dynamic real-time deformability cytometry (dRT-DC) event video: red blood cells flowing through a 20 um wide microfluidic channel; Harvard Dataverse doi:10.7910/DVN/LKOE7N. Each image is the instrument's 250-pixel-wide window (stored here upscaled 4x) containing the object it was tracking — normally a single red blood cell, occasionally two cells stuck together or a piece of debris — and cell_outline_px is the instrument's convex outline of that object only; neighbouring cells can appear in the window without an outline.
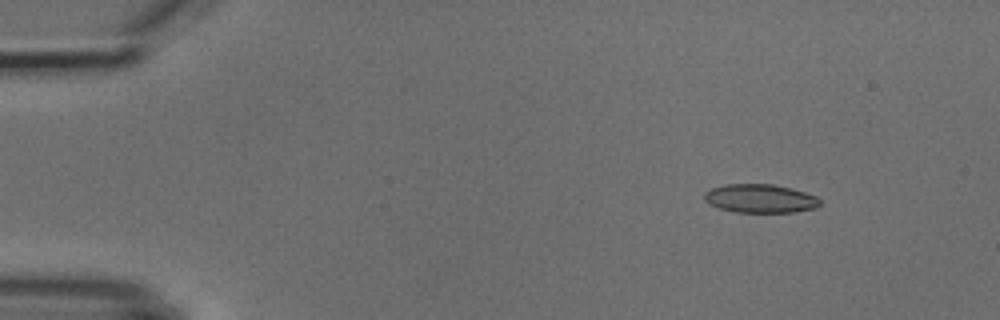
{"species": "common noctule bat (a hibernating species)", "species_latin": "Nyctalus noctula", "temperature_condition": "cold", "stored_images_in_passage": 9, "camera_frame_rate_fps": 3000, "um_per_image_px": 0.085, "animal": {"sex": "male", "body_mass_g": 18.8}, "frame": {"image": 1, "passage_image": 2, "time_ms": 1.0, "image_size_px": [1000, 320], "cell_outline_px": [[820, 204], [816, 208], [796, 212], [736, 212], [720, 208], [708, 204], [704, 200], [704, 192], [712, 188], [724, 184], [772, 184], [792, 188], [816, 196], [820, 200]], "centroid_in_image_um": [64.61, 16.87], "position_along_channel_um": 20.4, "area_um2": 19.36}}
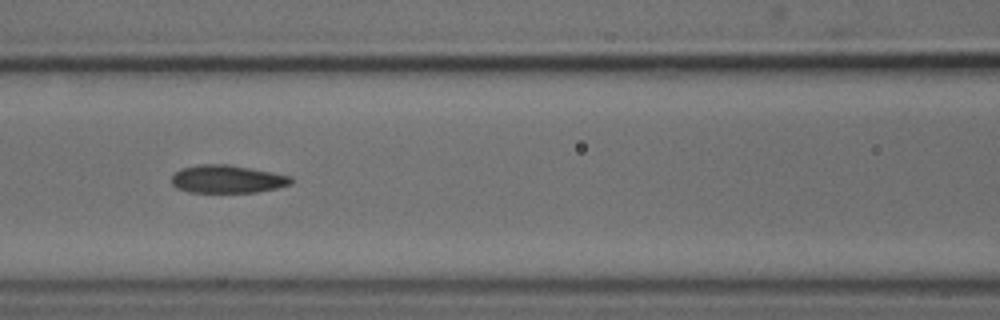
{"frame": {"image": 2, "passage_image": 7, "time_ms": 6.667, "image_size_px": [1000, 320], "cell_outline_px": [[292, 184], [276, 188], [256, 192], [188, 192], [176, 188], [172, 184], [172, 176], [180, 168], [196, 164], [228, 164], [272, 172], [292, 176]], "centroid_in_image_um": [19.3, 15.21], "position_along_channel_um": 147.3, "area_um2": 19.54}}
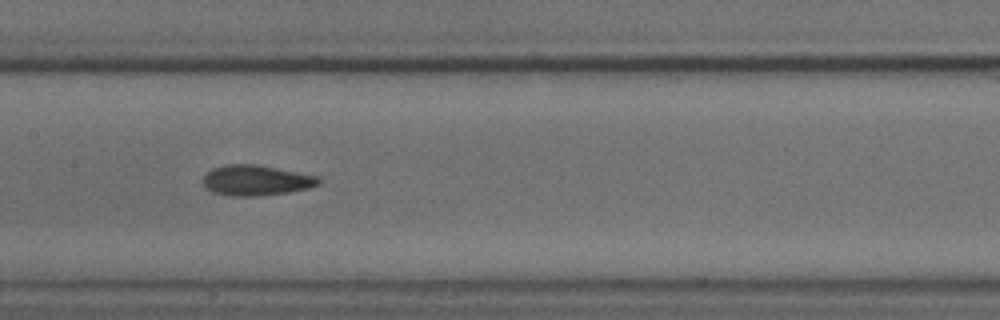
{"frame": {"image": 3, "passage_image": 8, "time_ms": 7.667, "image_size_px": [1000, 320], "cell_outline_px": [[320, 184], [308, 188], [288, 192], [256, 196], [228, 196], [212, 192], [204, 184], [204, 176], [212, 168], [224, 164], [256, 164], [320, 176]], "centroid_in_image_um": [21.78, 15.32], "position_along_channel_um": 185.6, "area_um2": 20.52}}